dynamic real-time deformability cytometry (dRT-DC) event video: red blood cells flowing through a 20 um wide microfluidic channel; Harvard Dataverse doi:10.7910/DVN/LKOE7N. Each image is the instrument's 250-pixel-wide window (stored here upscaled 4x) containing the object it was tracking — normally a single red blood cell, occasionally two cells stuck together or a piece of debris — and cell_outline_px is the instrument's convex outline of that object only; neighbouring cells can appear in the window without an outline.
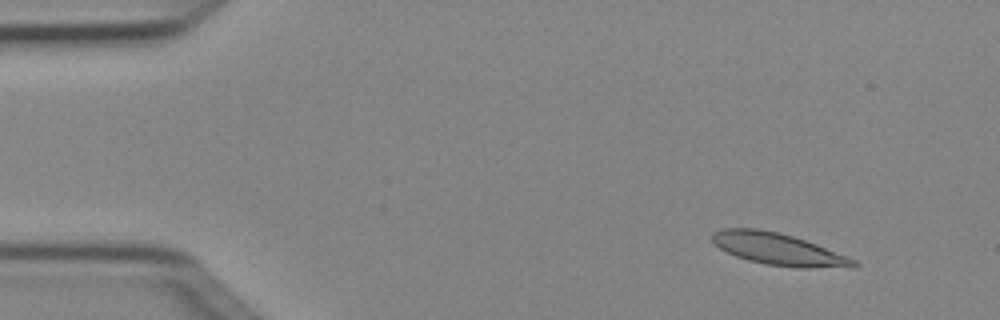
{"species": "Egyptian fruit bat (a non-hibernating species)", "species_latin": "Rousettus aegyptiacus", "temperature_condition": "cold", "stored_images_in_passage": 5, "camera_frame_rate_fps": 3000, "um_per_image_px": 0.085, "animal": {"sex": "female"}, "frame": {"image": 1, "passage_image": 2, "time_ms": 0.333, "image_size_px": [1000, 320], "cell_outline_px": [[860, 264], [856, 268], [796, 268], [764, 264], [748, 260], [736, 256], [720, 248], [712, 240], [712, 232], [724, 228], [756, 228], [780, 232], [816, 244], [856, 260]], "centroid_in_image_um": [66.2, 21.19], "position_along_channel_um": 18.8, "area_um2": 26.41}}